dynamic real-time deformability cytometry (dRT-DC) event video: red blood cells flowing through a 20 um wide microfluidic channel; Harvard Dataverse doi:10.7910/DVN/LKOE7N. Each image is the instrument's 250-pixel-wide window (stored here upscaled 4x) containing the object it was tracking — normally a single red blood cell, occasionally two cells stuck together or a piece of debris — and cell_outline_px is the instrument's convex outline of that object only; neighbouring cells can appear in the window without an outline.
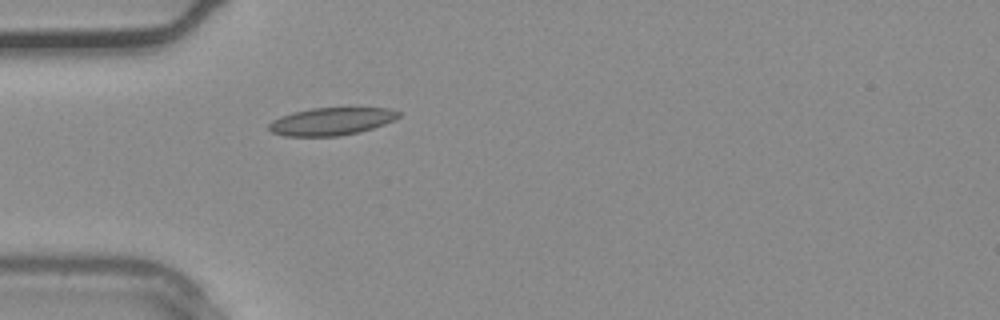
{"species": "common noctule bat (a hibernating species)", "species_latin": "Nyctalus noctula", "temperature_condition": "warm", "stored_images_in_passage": 24, "camera_frame_rate_fps": 3000, "um_per_image_px": 0.085, "animal": {"sex": "male", "body_mass_g": 20.4}, "frame": {"image": 1, "passage_image": 1, "time_ms": 0.0, "image_size_px": [1000, 320], "cell_outline_px": [[400, 116], [384, 124], [360, 132], [340, 136], [284, 136], [272, 132], [268, 128], [268, 124], [272, 120], [280, 116], [292, 112], [312, 108], [388, 108], [400, 112]], "centroid_in_image_um": [28.13, 10.32], "position_along_channel_um": 56.9, "area_um2": 20.87}}